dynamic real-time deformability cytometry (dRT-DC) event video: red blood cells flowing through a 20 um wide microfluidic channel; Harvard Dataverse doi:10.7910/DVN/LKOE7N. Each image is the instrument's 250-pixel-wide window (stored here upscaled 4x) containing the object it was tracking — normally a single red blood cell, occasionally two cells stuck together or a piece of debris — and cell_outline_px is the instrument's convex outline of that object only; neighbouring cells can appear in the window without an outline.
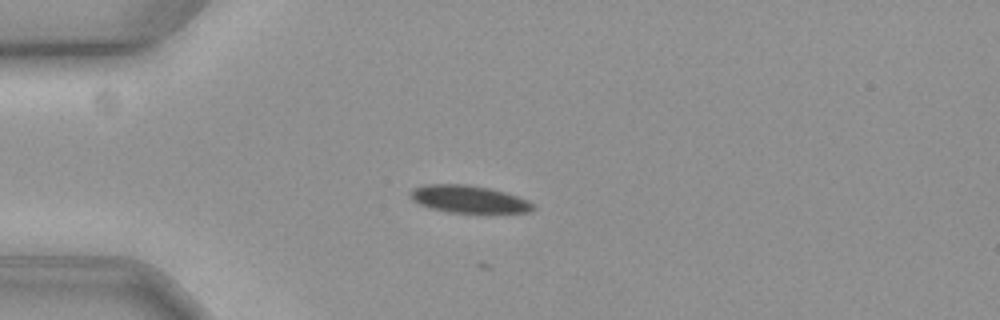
{"species": "common noctule bat (a hibernating species)", "species_latin": "Nyctalus noctula", "temperature_condition": "cold", "stored_images_in_passage": 35, "camera_frame_rate_fps": 3000, "um_per_image_px": 0.085, "animal": {"sex": "female", "body_mass_g": 19.3, "forearm_length_mm": 54.1}, "frame": {"image": 1, "passage_image": 5, "time_ms": 1.333, "image_size_px": [1000, 320], "cell_outline_px": [[536, 208], [528, 212], [448, 212], [432, 208], [420, 204], [412, 200], [408, 192], [424, 184], [464, 184], [488, 188], [504, 192], [528, 200]], "centroid_in_image_um": [39.81, 16.92], "position_along_channel_um": 45.2, "area_um2": 19.25}}
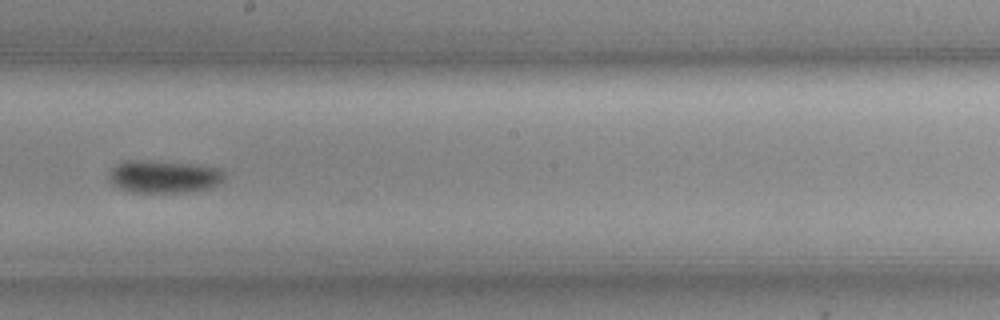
{"frame": {"image": 2, "passage_image": 23, "time_ms": 7.333, "image_size_px": [1000, 320], "cell_outline_px": [[224, 180], [208, 188], [184, 192], [128, 192], [112, 184], [108, 176], [112, 168], [120, 160], [148, 160], [200, 164], [216, 168], [224, 172]], "centroid_in_image_um": [13.88, 14.99], "position_along_channel_um": 234.3, "area_um2": 22.14}}
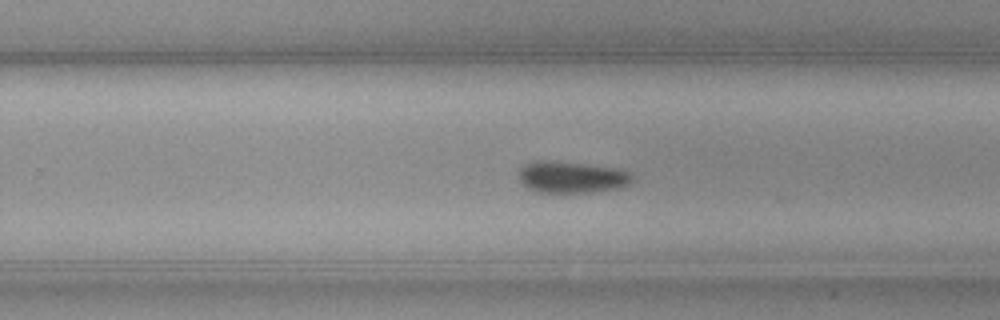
{"frame": {"image": 3, "passage_image": 27, "time_ms": 8.667, "image_size_px": [1000, 320], "cell_outline_px": [[632, 184], [620, 188], [592, 192], [536, 192], [528, 188], [520, 180], [520, 168], [524, 164], [540, 160], [544, 160], [584, 164], [620, 168], [628, 172], [632, 176]], "centroid_in_image_um": [48.63, 15.06], "position_along_channel_um": 281.2, "area_um2": 20.87}}